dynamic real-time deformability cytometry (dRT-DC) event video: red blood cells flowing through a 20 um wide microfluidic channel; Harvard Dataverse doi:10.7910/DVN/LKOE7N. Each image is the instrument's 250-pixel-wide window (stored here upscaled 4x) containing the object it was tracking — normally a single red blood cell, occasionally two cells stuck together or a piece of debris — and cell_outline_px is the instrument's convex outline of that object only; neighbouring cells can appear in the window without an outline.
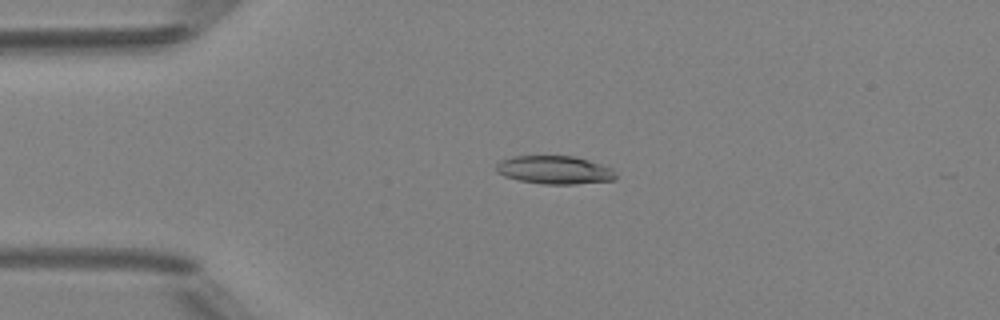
{"species": "Egyptian fruit bat (a non-hibernating species)", "species_latin": "Rousettus aegyptiacus", "temperature_condition": "room temperature", "stored_images_in_passage": 2, "camera_frame_rate_fps": 3000, "um_per_image_px": 0.085, "animal": {"sex": "female"}, "frame": {"image": 1, "passage_image": 1, "time_ms": 0.0, "image_size_px": [1000, 320], "cell_outline_px": [[616, 180], [576, 184], [544, 184], [520, 180], [504, 176], [496, 172], [496, 164], [500, 160], [512, 156], [572, 156], [588, 160], [612, 168], [616, 176]], "centroid_in_image_um": [47.12, 14.44], "position_along_channel_um": 37.9, "area_um2": 19.65}}